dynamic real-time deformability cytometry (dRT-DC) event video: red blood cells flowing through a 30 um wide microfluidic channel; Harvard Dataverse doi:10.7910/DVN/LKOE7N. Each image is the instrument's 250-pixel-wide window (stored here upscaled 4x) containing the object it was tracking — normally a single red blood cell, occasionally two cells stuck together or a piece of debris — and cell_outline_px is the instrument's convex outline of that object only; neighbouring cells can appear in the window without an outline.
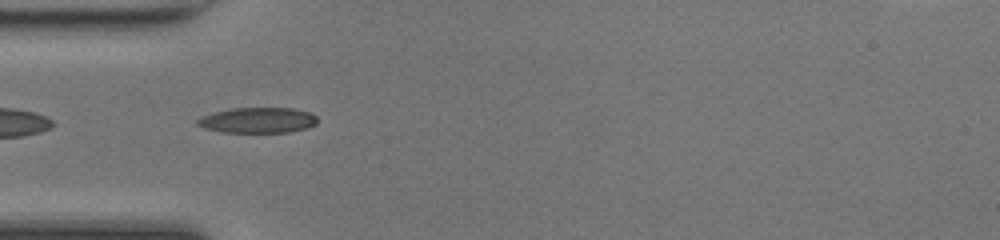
{"species": "common noctule bat (a hibernating species)", "species_latin": "Nyctalus noctula", "temperature_condition": "room temperature", "stored_images_in_passage": 34, "camera_frame_rate_fps": 3000, "um_per_image_px": 0.085, "animal": {"sex": "female", "body_mass_g": 17.0, "forearm_length_mm": 48.0}, "frame": {"image": 1, "passage_image": 1, "time_ms": 0.0, "image_size_px": [1000, 240], "cell_outline_px": [[316, 124], [308, 128], [288, 132], [224, 132], [204, 128], [196, 124], [196, 120], [212, 112], [232, 108], [292, 108], [312, 112], [316, 116]], "centroid_in_image_um": [21.93, 10.21], "position_along_channel_um": 63.1, "area_um2": 17.86}}
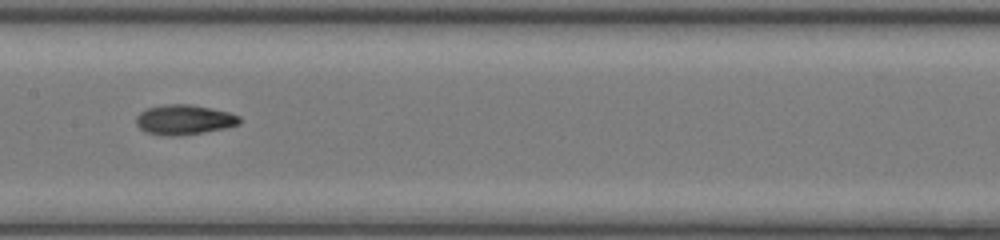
{"frame": {"image": 2, "passage_image": 10, "time_ms": 3.0, "image_size_px": [1000, 240], "cell_outline_px": [[240, 124], [224, 128], [204, 132], [176, 136], [168, 136], [144, 132], [136, 124], [136, 116], [140, 112], [148, 108], [164, 104], [188, 104], [212, 108], [228, 112], [240, 116]], "centroid_in_image_um": [15.63, 10.17], "position_along_channel_um": 191.8, "area_um2": 18.03}}
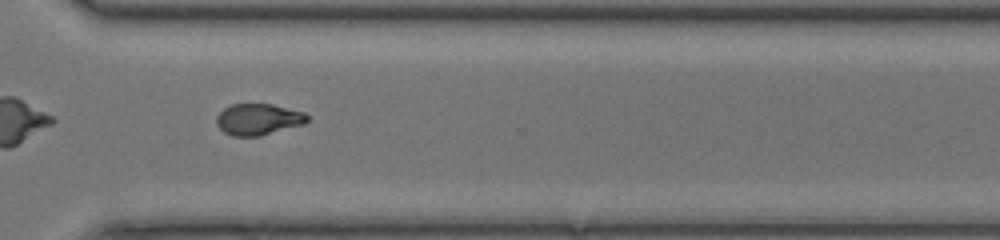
{"frame": {"image": 3, "passage_image": 21, "time_ms": 6.667, "image_size_px": [1000, 240], "cell_outline_px": [[308, 120], [304, 124], [260, 136], [232, 136], [224, 132], [216, 124], [216, 116], [224, 108], [232, 104], [272, 104], [304, 112], [308, 116]], "centroid_in_image_um": [21.94, 10.14], "position_along_channel_um": 348.7, "area_um2": 16.59}, "authors_computed_cell_mechanics": {"area_um2": 17.0799, "velocity_mm_per_s": 4.291, "shape_relaxation_time_tau1_ms": 6.7367, "shape_relaxation_time_tau2_ms": 3.4195, "deformation_change_tau1": 0.1989, "deformation_change_tau2": 0.1012}}